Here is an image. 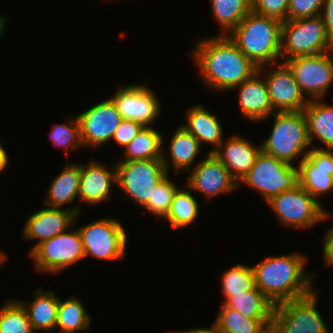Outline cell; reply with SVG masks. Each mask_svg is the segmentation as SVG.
<instances>
[{
    "instance_id": "obj_4",
    "label": "cell",
    "mask_w": 333,
    "mask_h": 333,
    "mask_svg": "<svg viewBox=\"0 0 333 333\" xmlns=\"http://www.w3.org/2000/svg\"><path fill=\"white\" fill-rule=\"evenodd\" d=\"M270 135L261 145V150L278 160L294 165L306 157L312 145L308 136L307 121L303 111L274 112Z\"/></svg>"
},
{
    "instance_id": "obj_32",
    "label": "cell",
    "mask_w": 333,
    "mask_h": 333,
    "mask_svg": "<svg viewBox=\"0 0 333 333\" xmlns=\"http://www.w3.org/2000/svg\"><path fill=\"white\" fill-rule=\"evenodd\" d=\"M215 325L223 333H270L271 328L262 319H250L224 303L222 304Z\"/></svg>"
},
{
    "instance_id": "obj_8",
    "label": "cell",
    "mask_w": 333,
    "mask_h": 333,
    "mask_svg": "<svg viewBox=\"0 0 333 333\" xmlns=\"http://www.w3.org/2000/svg\"><path fill=\"white\" fill-rule=\"evenodd\" d=\"M318 292L275 305L270 333H331L317 308Z\"/></svg>"
},
{
    "instance_id": "obj_7",
    "label": "cell",
    "mask_w": 333,
    "mask_h": 333,
    "mask_svg": "<svg viewBox=\"0 0 333 333\" xmlns=\"http://www.w3.org/2000/svg\"><path fill=\"white\" fill-rule=\"evenodd\" d=\"M252 187L265 202L299 184L298 167L260 151L250 171L238 182Z\"/></svg>"
},
{
    "instance_id": "obj_16",
    "label": "cell",
    "mask_w": 333,
    "mask_h": 333,
    "mask_svg": "<svg viewBox=\"0 0 333 333\" xmlns=\"http://www.w3.org/2000/svg\"><path fill=\"white\" fill-rule=\"evenodd\" d=\"M185 184L191 191L202 193L207 201L238 188V182L213 153L194 164Z\"/></svg>"
},
{
    "instance_id": "obj_34",
    "label": "cell",
    "mask_w": 333,
    "mask_h": 333,
    "mask_svg": "<svg viewBox=\"0 0 333 333\" xmlns=\"http://www.w3.org/2000/svg\"><path fill=\"white\" fill-rule=\"evenodd\" d=\"M0 333H34L20 299L8 298L0 307Z\"/></svg>"
},
{
    "instance_id": "obj_35",
    "label": "cell",
    "mask_w": 333,
    "mask_h": 333,
    "mask_svg": "<svg viewBox=\"0 0 333 333\" xmlns=\"http://www.w3.org/2000/svg\"><path fill=\"white\" fill-rule=\"evenodd\" d=\"M169 175L170 174H167L156 186L152 196L148 200L147 204L143 207L153 216H156V218H166L170 211L174 195L179 189V186L170 180Z\"/></svg>"
},
{
    "instance_id": "obj_42",
    "label": "cell",
    "mask_w": 333,
    "mask_h": 333,
    "mask_svg": "<svg viewBox=\"0 0 333 333\" xmlns=\"http://www.w3.org/2000/svg\"><path fill=\"white\" fill-rule=\"evenodd\" d=\"M172 333H223L213 322V325L210 326V328H192L189 330H184V331H174Z\"/></svg>"
},
{
    "instance_id": "obj_18",
    "label": "cell",
    "mask_w": 333,
    "mask_h": 333,
    "mask_svg": "<svg viewBox=\"0 0 333 333\" xmlns=\"http://www.w3.org/2000/svg\"><path fill=\"white\" fill-rule=\"evenodd\" d=\"M298 181L318 202L319 197L333 192V150L310 148L298 165Z\"/></svg>"
},
{
    "instance_id": "obj_17",
    "label": "cell",
    "mask_w": 333,
    "mask_h": 333,
    "mask_svg": "<svg viewBox=\"0 0 333 333\" xmlns=\"http://www.w3.org/2000/svg\"><path fill=\"white\" fill-rule=\"evenodd\" d=\"M80 207L78 204L66 209L46 206L30 215L22 228V236L37 242L28 250V254L44 240L53 238L72 227L76 215L82 212Z\"/></svg>"
},
{
    "instance_id": "obj_19",
    "label": "cell",
    "mask_w": 333,
    "mask_h": 333,
    "mask_svg": "<svg viewBox=\"0 0 333 333\" xmlns=\"http://www.w3.org/2000/svg\"><path fill=\"white\" fill-rule=\"evenodd\" d=\"M112 185L116 186L115 161L111 168L93 159L86 164L80 163V185L77 198L81 203L96 206L107 202L112 195Z\"/></svg>"
},
{
    "instance_id": "obj_37",
    "label": "cell",
    "mask_w": 333,
    "mask_h": 333,
    "mask_svg": "<svg viewBox=\"0 0 333 333\" xmlns=\"http://www.w3.org/2000/svg\"><path fill=\"white\" fill-rule=\"evenodd\" d=\"M288 6L289 0H251V11L281 22L287 20Z\"/></svg>"
},
{
    "instance_id": "obj_11",
    "label": "cell",
    "mask_w": 333,
    "mask_h": 333,
    "mask_svg": "<svg viewBox=\"0 0 333 333\" xmlns=\"http://www.w3.org/2000/svg\"><path fill=\"white\" fill-rule=\"evenodd\" d=\"M78 231L85 258L120 261L126 256L128 238L118 218H101L79 227Z\"/></svg>"
},
{
    "instance_id": "obj_1",
    "label": "cell",
    "mask_w": 333,
    "mask_h": 333,
    "mask_svg": "<svg viewBox=\"0 0 333 333\" xmlns=\"http://www.w3.org/2000/svg\"><path fill=\"white\" fill-rule=\"evenodd\" d=\"M196 44L191 55L207 88L228 92L258 71L228 35L206 37Z\"/></svg>"
},
{
    "instance_id": "obj_25",
    "label": "cell",
    "mask_w": 333,
    "mask_h": 333,
    "mask_svg": "<svg viewBox=\"0 0 333 333\" xmlns=\"http://www.w3.org/2000/svg\"><path fill=\"white\" fill-rule=\"evenodd\" d=\"M33 300L30 302L20 301L25 307L28 319L33 332L55 330L56 314L59 304V297L53 290H44L37 288L34 291Z\"/></svg>"
},
{
    "instance_id": "obj_15",
    "label": "cell",
    "mask_w": 333,
    "mask_h": 333,
    "mask_svg": "<svg viewBox=\"0 0 333 333\" xmlns=\"http://www.w3.org/2000/svg\"><path fill=\"white\" fill-rule=\"evenodd\" d=\"M123 119L151 126L161 112L157 95L143 84H129L117 88L110 97Z\"/></svg>"
},
{
    "instance_id": "obj_13",
    "label": "cell",
    "mask_w": 333,
    "mask_h": 333,
    "mask_svg": "<svg viewBox=\"0 0 333 333\" xmlns=\"http://www.w3.org/2000/svg\"><path fill=\"white\" fill-rule=\"evenodd\" d=\"M80 126L83 146L96 150L112 140L113 134L123 120L111 98L87 108L76 115Z\"/></svg>"
},
{
    "instance_id": "obj_10",
    "label": "cell",
    "mask_w": 333,
    "mask_h": 333,
    "mask_svg": "<svg viewBox=\"0 0 333 333\" xmlns=\"http://www.w3.org/2000/svg\"><path fill=\"white\" fill-rule=\"evenodd\" d=\"M79 216L67 231L44 240L29 253L37 272L58 274L85 258L81 236L75 228Z\"/></svg>"
},
{
    "instance_id": "obj_20",
    "label": "cell",
    "mask_w": 333,
    "mask_h": 333,
    "mask_svg": "<svg viewBox=\"0 0 333 333\" xmlns=\"http://www.w3.org/2000/svg\"><path fill=\"white\" fill-rule=\"evenodd\" d=\"M238 90V106L240 112L248 121H264L274 113L267 85L263 75L257 71L251 78L245 80L230 90Z\"/></svg>"
},
{
    "instance_id": "obj_41",
    "label": "cell",
    "mask_w": 333,
    "mask_h": 333,
    "mask_svg": "<svg viewBox=\"0 0 333 333\" xmlns=\"http://www.w3.org/2000/svg\"><path fill=\"white\" fill-rule=\"evenodd\" d=\"M323 259L326 266H333V227L325 233L323 239Z\"/></svg>"
},
{
    "instance_id": "obj_36",
    "label": "cell",
    "mask_w": 333,
    "mask_h": 333,
    "mask_svg": "<svg viewBox=\"0 0 333 333\" xmlns=\"http://www.w3.org/2000/svg\"><path fill=\"white\" fill-rule=\"evenodd\" d=\"M70 117L69 124L54 123L50 131V140L53 141L54 146L62 147L65 151L77 150L84 147L81 140L78 119L75 115Z\"/></svg>"
},
{
    "instance_id": "obj_45",
    "label": "cell",
    "mask_w": 333,
    "mask_h": 333,
    "mask_svg": "<svg viewBox=\"0 0 333 333\" xmlns=\"http://www.w3.org/2000/svg\"><path fill=\"white\" fill-rule=\"evenodd\" d=\"M6 258H7L6 253H4L3 250H2V251L0 250V266H1L2 264H4Z\"/></svg>"
},
{
    "instance_id": "obj_24",
    "label": "cell",
    "mask_w": 333,
    "mask_h": 333,
    "mask_svg": "<svg viewBox=\"0 0 333 333\" xmlns=\"http://www.w3.org/2000/svg\"><path fill=\"white\" fill-rule=\"evenodd\" d=\"M324 99L311 100L303 109L307 121L308 136L312 147L315 139L320 140L319 149L333 150V105L327 104Z\"/></svg>"
},
{
    "instance_id": "obj_38",
    "label": "cell",
    "mask_w": 333,
    "mask_h": 333,
    "mask_svg": "<svg viewBox=\"0 0 333 333\" xmlns=\"http://www.w3.org/2000/svg\"><path fill=\"white\" fill-rule=\"evenodd\" d=\"M324 1L325 0H289L287 20L319 16Z\"/></svg>"
},
{
    "instance_id": "obj_40",
    "label": "cell",
    "mask_w": 333,
    "mask_h": 333,
    "mask_svg": "<svg viewBox=\"0 0 333 333\" xmlns=\"http://www.w3.org/2000/svg\"><path fill=\"white\" fill-rule=\"evenodd\" d=\"M320 16L323 19L328 39L333 44V0H325Z\"/></svg>"
},
{
    "instance_id": "obj_12",
    "label": "cell",
    "mask_w": 333,
    "mask_h": 333,
    "mask_svg": "<svg viewBox=\"0 0 333 333\" xmlns=\"http://www.w3.org/2000/svg\"><path fill=\"white\" fill-rule=\"evenodd\" d=\"M309 101L323 99L333 84V50L283 61Z\"/></svg>"
},
{
    "instance_id": "obj_44",
    "label": "cell",
    "mask_w": 333,
    "mask_h": 333,
    "mask_svg": "<svg viewBox=\"0 0 333 333\" xmlns=\"http://www.w3.org/2000/svg\"><path fill=\"white\" fill-rule=\"evenodd\" d=\"M7 18L8 17L4 16V14L2 16L0 15V37L4 33V29H6Z\"/></svg>"
},
{
    "instance_id": "obj_43",
    "label": "cell",
    "mask_w": 333,
    "mask_h": 333,
    "mask_svg": "<svg viewBox=\"0 0 333 333\" xmlns=\"http://www.w3.org/2000/svg\"><path fill=\"white\" fill-rule=\"evenodd\" d=\"M8 164H9L8 154L0 142V173L7 168Z\"/></svg>"
},
{
    "instance_id": "obj_26",
    "label": "cell",
    "mask_w": 333,
    "mask_h": 333,
    "mask_svg": "<svg viewBox=\"0 0 333 333\" xmlns=\"http://www.w3.org/2000/svg\"><path fill=\"white\" fill-rule=\"evenodd\" d=\"M80 185V164L67 162L61 172L54 176L45 194L44 205L62 208L77 198Z\"/></svg>"
},
{
    "instance_id": "obj_27",
    "label": "cell",
    "mask_w": 333,
    "mask_h": 333,
    "mask_svg": "<svg viewBox=\"0 0 333 333\" xmlns=\"http://www.w3.org/2000/svg\"><path fill=\"white\" fill-rule=\"evenodd\" d=\"M223 303L246 318L262 319L270 328L272 327L275 305L257 287L234 294Z\"/></svg>"
},
{
    "instance_id": "obj_21",
    "label": "cell",
    "mask_w": 333,
    "mask_h": 333,
    "mask_svg": "<svg viewBox=\"0 0 333 333\" xmlns=\"http://www.w3.org/2000/svg\"><path fill=\"white\" fill-rule=\"evenodd\" d=\"M261 151V145L256 146L245 137L235 134L222 141L213 154L229 170L230 175L239 182L254 165Z\"/></svg>"
},
{
    "instance_id": "obj_22",
    "label": "cell",
    "mask_w": 333,
    "mask_h": 333,
    "mask_svg": "<svg viewBox=\"0 0 333 333\" xmlns=\"http://www.w3.org/2000/svg\"><path fill=\"white\" fill-rule=\"evenodd\" d=\"M168 148V155L171 161L167 158V154L165 156L164 148H162V162L168 174L171 170L170 165H172L174 175L178 176L180 171L189 172L193 168L192 164H194L197 156H199L202 146L190 132L180 125L175 130Z\"/></svg>"
},
{
    "instance_id": "obj_14",
    "label": "cell",
    "mask_w": 333,
    "mask_h": 333,
    "mask_svg": "<svg viewBox=\"0 0 333 333\" xmlns=\"http://www.w3.org/2000/svg\"><path fill=\"white\" fill-rule=\"evenodd\" d=\"M268 66L258 68L263 75L274 112L303 111L309 100L304 97L289 67L280 62L275 68ZM266 74V75H265Z\"/></svg>"
},
{
    "instance_id": "obj_39",
    "label": "cell",
    "mask_w": 333,
    "mask_h": 333,
    "mask_svg": "<svg viewBox=\"0 0 333 333\" xmlns=\"http://www.w3.org/2000/svg\"><path fill=\"white\" fill-rule=\"evenodd\" d=\"M143 127L139 122L123 119L114 132L111 141H115L117 145L124 148Z\"/></svg>"
},
{
    "instance_id": "obj_28",
    "label": "cell",
    "mask_w": 333,
    "mask_h": 333,
    "mask_svg": "<svg viewBox=\"0 0 333 333\" xmlns=\"http://www.w3.org/2000/svg\"><path fill=\"white\" fill-rule=\"evenodd\" d=\"M164 135L154 126H144L124 147V156L115 161L161 159Z\"/></svg>"
},
{
    "instance_id": "obj_5",
    "label": "cell",
    "mask_w": 333,
    "mask_h": 333,
    "mask_svg": "<svg viewBox=\"0 0 333 333\" xmlns=\"http://www.w3.org/2000/svg\"><path fill=\"white\" fill-rule=\"evenodd\" d=\"M333 50L322 17L286 20L281 29V62Z\"/></svg>"
},
{
    "instance_id": "obj_23",
    "label": "cell",
    "mask_w": 333,
    "mask_h": 333,
    "mask_svg": "<svg viewBox=\"0 0 333 333\" xmlns=\"http://www.w3.org/2000/svg\"><path fill=\"white\" fill-rule=\"evenodd\" d=\"M186 124L182 126L190 132L201 144H210L213 153L224 140L223 128L217 115L208 111L202 104H195L186 112Z\"/></svg>"
},
{
    "instance_id": "obj_29",
    "label": "cell",
    "mask_w": 333,
    "mask_h": 333,
    "mask_svg": "<svg viewBox=\"0 0 333 333\" xmlns=\"http://www.w3.org/2000/svg\"><path fill=\"white\" fill-rule=\"evenodd\" d=\"M91 320L89 312L78 297L72 295L64 301L59 298L55 327V330L60 329L59 333H75L89 329Z\"/></svg>"
},
{
    "instance_id": "obj_31",
    "label": "cell",
    "mask_w": 333,
    "mask_h": 333,
    "mask_svg": "<svg viewBox=\"0 0 333 333\" xmlns=\"http://www.w3.org/2000/svg\"><path fill=\"white\" fill-rule=\"evenodd\" d=\"M210 4L220 35H229L251 11V0H211Z\"/></svg>"
},
{
    "instance_id": "obj_9",
    "label": "cell",
    "mask_w": 333,
    "mask_h": 333,
    "mask_svg": "<svg viewBox=\"0 0 333 333\" xmlns=\"http://www.w3.org/2000/svg\"><path fill=\"white\" fill-rule=\"evenodd\" d=\"M116 186L123 196L143 208L168 174L162 159L116 161Z\"/></svg>"
},
{
    "instance_id": "obj_30",
    "label": "cell",
    "mask_w": 333,
    "mask_h": 333,
    "mask_svg": "<svg viewBox=\"0 0 333 333\" xmlns=\"http://www.w3.org/2000/svg\"><path fill=\"white\" fill-rule=\"evenodd\" d=\"M184 186L176 191L170 211L165 218L170 228L178 230L190 226L199 216V202L190 192L191 189L186 184Z\"/></svg>"
},
{
    "instance_id": "obj_2",
    "label": "cell",
    "mask_w": 333,
    "mask_h": 333,
    "mask_svg": "<svg viewBox=\"0 0 333 333\" xmlns=\"http://www.w3.org/2000/svg\"><path fill=\"white\" fill-rule=\"evenodd\" d=\"M307 260L299 252L267 256L252 267L256 287L274 305L310 294L316 275L305 271Z\"/></svg>"
},
{
    "instance_id": "obj_3",
    "label": "cell",
    "mask_w": 333,
    "mask_h": 333,
    "mask_svg": "<svg viewBox=\"0 0 333 333\" xmlns=\"http://www.w3.org/2000/svg\"><path fill=\"white\" fill-rule=\"evenodd\" d=\"M282 23L250 11L228 36L258 68L271 69L281 59Z\"/></svg>"
},
{
    "instance_id": "obj_33",
    "label": "cell",
    "mask_w": 333,
    "mask_h": 333,
    "mask_svg": "<svg viewBox=\"0 0 333 333\" xmlns=\"http://www.w3.org/2000/svg\"><path fill=\"white\" fill-rule=\"evenodd\" d=\"M220 281L224 302L234 294L253 290L256 287L252 266L240 263L227 269Z\"/></svg>"
},
{
    "instance_id": "obj_6",
    "label": "cell",
    "mask_w": 333,
    "mask_h": 333,
    "mask_svg": "<svg viewBox=\"0 0 333 333\" xmlns=\"http://www.w3.org/2000/svg\"><path fill=\"white\" fill-rule=\"evenodd\" d=\"M267 204L282 226L304 229V231L329 220L332 216L321 202H318L299 184L292 190L281 192L271 198Z\"/></svg>"
}]
</instances>
